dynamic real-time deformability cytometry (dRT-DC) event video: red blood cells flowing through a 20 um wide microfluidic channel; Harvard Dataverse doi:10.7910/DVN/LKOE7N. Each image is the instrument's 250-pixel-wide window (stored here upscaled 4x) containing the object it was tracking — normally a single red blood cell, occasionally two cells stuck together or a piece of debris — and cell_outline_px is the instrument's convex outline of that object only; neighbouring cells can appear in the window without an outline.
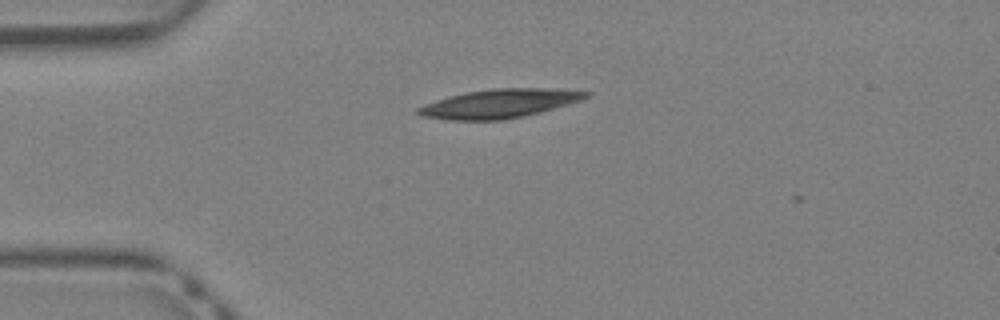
{"species": "Egyptian fruit bat (a non-hibernating species)", "species_latin": "Rousettus aegyptiacus", "temperature_condition": "warm", "stored_images_in_passage": 4, "camera_frame_rate_fps": 3000, "um_per_image_px": 0.085, "animal": {"sex": "female"}, "frame": {"image": 1, "passage_image": 2, "time_ms": 0.333, "image_size_px": [1000, 320], "cell_outline_px": [[592, 92], [588, 96], [580, 100], [540, 112], [524, 116], [504, 120], [448, 120], [420, 116], [416, 112], [416, 108], [424, 104], [448, 96], [468, 92], [492, 88], [544, 88]], "centroid_in_image_um": [42.38, 8.81], "position_along_channel_um": 42.6, "area_um2": 28.03}}